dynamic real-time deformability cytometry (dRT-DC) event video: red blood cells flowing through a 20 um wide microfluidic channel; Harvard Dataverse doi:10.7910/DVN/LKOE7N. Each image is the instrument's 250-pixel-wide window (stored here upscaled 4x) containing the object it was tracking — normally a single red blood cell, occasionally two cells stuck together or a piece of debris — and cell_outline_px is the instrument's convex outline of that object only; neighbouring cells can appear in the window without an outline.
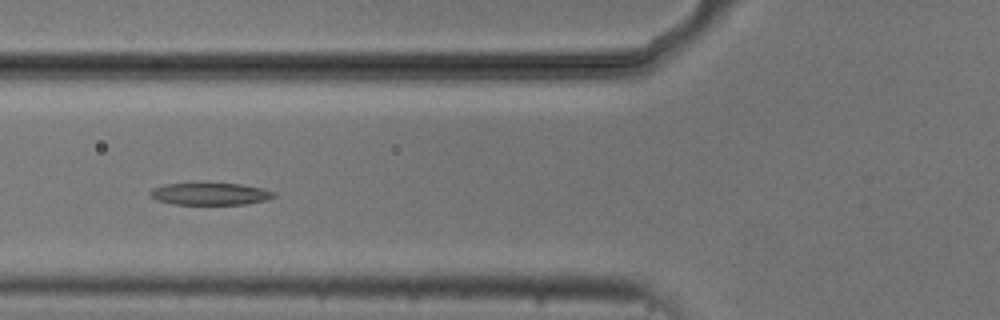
{"species": "common noctule bat (a hibernating species)", "species_latin": "Nyctalus noctula", "temperature_condition": "cold", "stored_images_in_passage": 6, "camera_frame_rate_fps": 3000, "um_per_image_px": 0.085, "animal": {"sex": "male", "body_mass_g": 20.5, "forearm_length_mm": 52.5}, "frame": {"image": 1, "passage_image": 5, "time_ms": 4.667, "image_size_px": [1000, 320], "cell_outline_px": [[276, 196], [268, 200], [248, 204], [172, 204], [156, 200], [148, 196], [148, 192], [152, 188], [164, 184], [200, 180], [240, 184], [260, 188], [276, 192]], "centroid_in_image_um": [17.79, 16.43], "position_along_channel_um": 108.0, "area_um2": 17.05}}
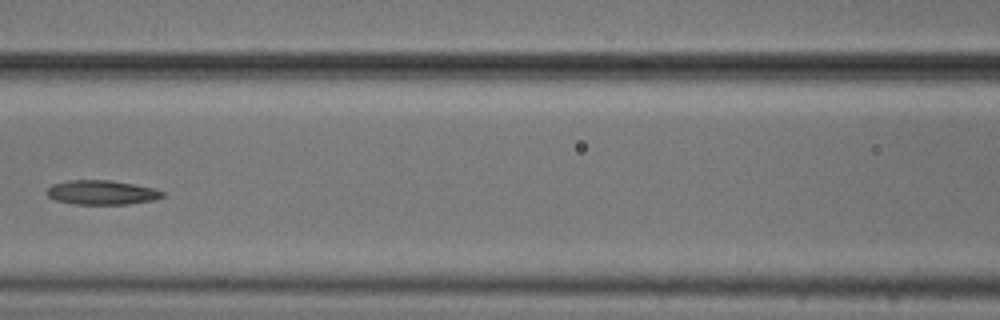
{"frame": {"image": 2, "passage_image": 6, "time_ms": 6.0, "image_size_px": [1000, 320], "cell_outline_px": [[164, 196], [152, 200], [128, 204], [76, 204], [52, 200], [48, 196], [48, 188], [52, 184], [68, 180], [108, 180], [156, 188], [164, 192]], "centroid_in_image_um": [8.63, 16.36], "position_along_channel_um": 158.0, "area_um2": 16.36}}